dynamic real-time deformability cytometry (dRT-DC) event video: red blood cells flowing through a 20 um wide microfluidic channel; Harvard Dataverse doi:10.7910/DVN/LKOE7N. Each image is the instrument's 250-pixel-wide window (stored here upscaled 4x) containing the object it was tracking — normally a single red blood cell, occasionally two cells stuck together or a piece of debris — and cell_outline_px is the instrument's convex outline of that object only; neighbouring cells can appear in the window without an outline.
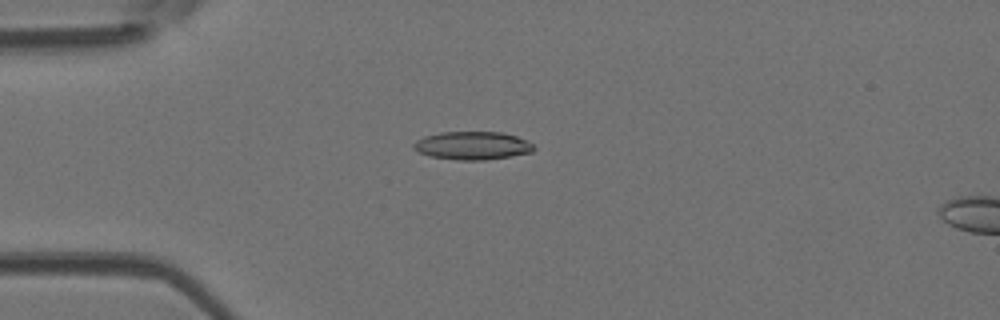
{"species": "Egyptian fruit bat (a non-hibernating species)", "species_latin": "Rousettus aegyptiacus", "temperature_condition": "room temperature", "stored_images_in_passage": 52, "camera_frame_rate_fps": 3000, "um_per_image_px": 0.085, "animal": {"sex": "female"}, "frame": {"image": 1, "passage_image": 14, "time_ms": 4.333, "image_size_px": [1000, 320], "cell_outline_px": [[536, 148], [532, 152], [512, 156], [484, 160], [456, 160], [428, 156], [412, 148], [412, 144], [416, 140], [424, 136], [440, 132], [500, 132], [516, 136], [528, 140]], "centroid_in_image_um": [40.15, 12.38], "position_along_channel_um": 44.9, "area_um2": 19.88}}
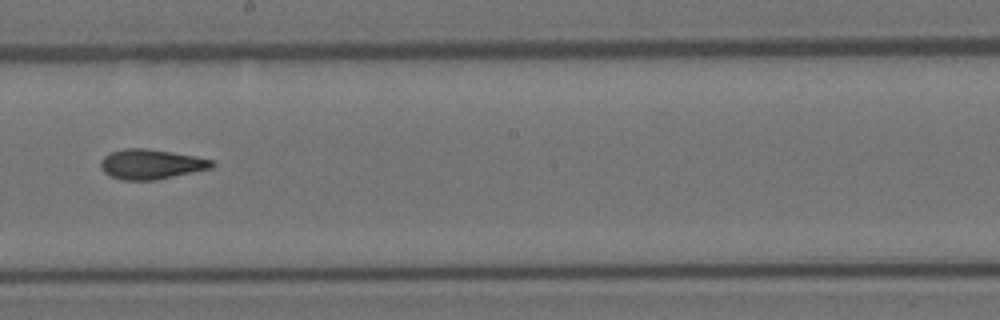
{"frame": {"image": 2, "passage_image": 30, "time_ms": 9.667, "image_size_px": [1000, 320], "cell_outline_px": [[216, 164], [212, 168], [156, 180], [120, 180], [108, 176], [100, 168], [100, 160], [104, 156], [112, 152], [124, 148], [148, 148], [196, 156], [212, 160]], "centroid_in_image_um": [12.82, 13.96], "position_along_channel_um": 235.4, "area_um2": 19.59}}
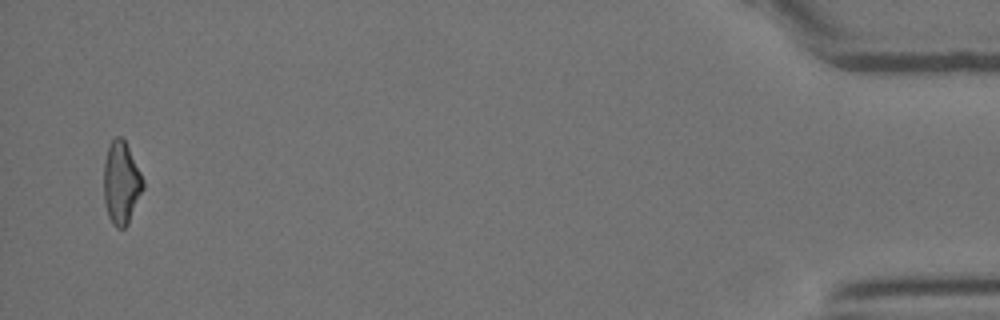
{"frame": {"image": 3, "passage_image": 51, "time_ms": 16.667, "image_size_px": [1000, 320], "cell_outline_px": [[144, 188], [128, 224], [124, 228], [116, 228], [112, 224], [108, 216], [104, 200], [104, 160], [108, 148], [112, 140], [116, 136], [120, 136], [124, 140], [144, 180]], "centroid_in_image_um": [10.3, 15.58], "position_along_channel_um": 424.9, "area_um2": 18.79}, "authors_computed_cell_mechanics": {"area_um2": 19.3341, "velocity_mm_per_s": 3.9326, "shape_relaxation_time_tau1_ms": 8.3262, "shape_relaxation_time_tau2_ms": 2.648, "deformation_change_tau1": 0.2368, "deformation_change_tau2": 0.098}}